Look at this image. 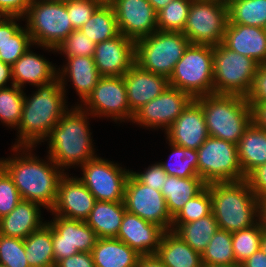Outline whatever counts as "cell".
Returning a JSON list of instances; mask_svg holds the SVG:
<instances>
[{"label": "cell", "mask_w": 266, "mask_h": 267, "mask_svg": "<svg viewBox=\"0 0 266 267\" xmlns=\"http://www.w3.org/2000/svg\"><path fill=\"white\" fill-rule=\"evenodd\" d=\"M12 147L14 157L0 158V166L13 179L22 200L36 202L47 211L51 210L57 199L59 181L67 172L58 167L48 155L46 162L32 154L35 147Z\"/></svg>", "instance_id": "6da1fadb"}, {"label": "cell", "mask_w": 266, "mask_h": 267, "mask_svg": "<svg viewBox=\"0 0 266 267\" xmlns=\"http://www.w3.org/2000/svg\"><path fill=\"white\" fill-rule=\"evenodd\" d=\"M37 88L32 96L27 97L24 93L20 124L17 127L19 135L13 146L36 147L39 142H44L51 129L69 109L65 99L66 90L62 88L58 78Z\"/></svg>", "instance_id": "7a4b0ae2"}, {"label": "cell", "mask_w": 266, "mask_h": 267, "mask_svg": "<svg viewBox=\"0 0 266 267\" xmlns=\"http://www.w3.org/2000/svg\"><path fill=\"white\" fill-rule=\"evenodd\" d=\"M88 116L89 113L80 105L71 106L45 139L49 140L48 156L63 171L71 166L80 167L97 156Z\"/></svg>", "instance_id": "3957f363"}, {"label": "cell", "mask_w": 266, "mask_h": 267, "mask_svg": "<svg viewBox=\"0 0 266 267\" xmlns=\"http://www.w3.org/2000/svg\"><path fill=\"white\" fill-rule=\"evenodd\" d=\"M206 187L209 189L212 213L219 229L235 232L258 222L259 200L246 180L214 182Z\"/></svg>", "instance_id": "277c9868"}, {"label": "cell", "mask_w": 266, "mask_h": 267, "mask_svg": "<svg viewBox=\"0 0 266 267\" xmlns=\"http://www.w3.org/2000/svg\"><path fill=\"white\" fill-rule=\"evenodd\" d=\"M195 100L202 107L208 135L237 145L252 122V108L244 96L209 94Z\"/></svg>", "instance_id": "5b68a950"}, {"label": "cell", "mask_w": 266, "mask_h": 267, "mask_svg": "<svg viewBox=\"0 0 266 267\" xmlns=\"http://www.w3.org/2000/svg\"><path fill=\"white\" fill-rule=\"evenodd\" d=\"M190 44L182 32L157 30L135 41V63L169 79Z\"/></svg>", "instance_id": "8992f818"}, {"label": "cell", "mask_w": 266, "mask_h": 267, "mask_svg": "<svg viewBox=\"0 0 266 267\" xmlns=\"http://www.w3.org/2000/svg\"><path fill=\"white\" fill-rule=\"evenodd\" d=\"M23 18L33 44L45 50L55 52L74 31L64 2L32 0Z\"/></svg>", "instance_id": "52a82bcc"}, {"label": "cell", "mask_w": 266, "mask_h": 267, "mask_svg": "<svg viewBox=\"0 0 266 267\" xmlns=\"http://www.w3.org/2000/svg\"><path fill=\"white\" fill-rule=\"evenodd\" d=\"M213 47L190 44L169 77V86L190 94L194 99L214 94Z\"/></svg>", "instance_id": "ba28073f"}, {"label": "cell", "mask_w": 266, "mask_h": 267, "mask_svg": "<svg viewBox=\"0 0 266 267\" xmlns=\"http://www.w3.org/2000/svg\"><path fill=\"white\" fill-rule=\"evenodd\" d=\"M214 94L246 96L259 64L228 49L223 43L213 47Z\"/></svg>", "instance_id": "9c48e42d"}, {"label": "cell", "mask_w": 266, "mask_h": 267, "mask_svg": "<svg viewBox=\"0 0 266 267\" xmlns=\"http://www.w3.org/2000/svg\"><path fill=\"white\" fill-rule=\"evenodd\" d=\"M228 4L223 0H193L182 32L194 45L216 46L223 42Z\"/></svg>", "instance_id": "30bf717a"}, {"label": "cell", "mask_w": 266, "mask_h": 267, "mask_svg": "<svg viewBox=\"0 0 266 267\" xmlns=\"http://www.w3.org/2000/svg\"><path fill=\"white\" fill-rule=\"evenodd\" d=\"M197 153L198 175L206 184L245 180L235 143L209 136Z\"/></svg>", "instance_id": "8fae6325"}, {"label": "cell", "mask_w": 266, "mask_h": 267, "mask_svg": "<svg viewBox=\"0 0 266 267\" xmlns=\"http://www.w3.org/2000/svg\"><path fill=\"white\" fill-rule=\"evenodd\" d=\"M81 167L80 181L98 201L124 202L125 185L131 171L99 156Z\"/></svg>", "instance_id": "7c38bea8"}, {"label": "cell", "mask_w": 266, "mask_h": 267, "mask_svg": "<svg viewBox=\"0 0 266 267\" xmlns=\"http://www.w3.org/2000/svg\"><path fill=\"white\" fill-rule=\"evenodd\" d=\"M76 105L93 117H111L114 122L132 121L134 116L129 108L123 76H102L86 100Z\"/></svg>", "instance_id": "4fadbf2b"}, {"label": "cell", "mask_w": 266, "mask_h": 267, "mask_svg": "<svg viewBox=\"0 0 266 267\" xmlns=\"http://www.w3.org/2000/svg\"><path fill=\"white\" fill-rule=\"evenodd\" d=\"M124 204L127 212L157 224L165 231L171 230L173 218L161 191L140 183L131 173L125 185Z\"/></svg>", "instance_id": "5bb4252c"}, {"label": "cell", "mask_w": 266, "mask_h": 267, "mask_svg": "<svg viewBox=\"0 0 266 267\" xmlns=\"http://www.w3.org/2000/svg\"><path fill=\"white\" fill-rule=\"evenodd\" d=\"M194 98L177 88L168 86L159 96L139 108L132 122L152 129L167 130Z\"/></svg>", "instance_id": "9a60e30c"}, {"label": "cell", "mask_w": 266, "mask_h": 267, "mask_svg": "<svg viewBox=\"0 0 266 267\" xmlns=\"http://www.w3.org/2000/svg\"><path fill=\"white\" fill-rule=\"evenodd\" d=\"M48 223L52 226V243L55 265L79 252H91L98 239L94 230L83 220L54 216Z\"/></svg>", "instance_id": "2e32d148"}, {"label": "cell", "mask_w": 266, "mask_h": 267, "mask_svg": "<svg viewBox=\"0 0 266 267\" xmlns=\"http://www.w3.org/2000/svg\"><path fill=\"white\" fill-rule=\"evenodd\" d=\"M111 5L125 37L137 41L158 30L157 12L147 0H115Z\"/></svg>", "instance_id": "e0dca14e"}, {"label": "cell", "mask_w": 266, "mask_h": 267, "mask_svg": "<svg viewBox=\"0 0 266 267\" xmlns=\"http://www.w3.org/2000/svg\"><path fill=\"white\" fill-rule=\"evenodd\" d=\"M95 202L93 194L78 177L65 173L59 181L57 199L50 212L53 216L85 221Z\"/></svg>", "instance_id": "ac0fdd59"}, {"label": "cell", "mask_w": 266, "mask_h": 267, "mask_svg": "<svg viewBox=\"0 0 266 267\" xmlns=\"http://www.w3.org/2000/svg\"><path fill=\"white\" fill-rule=\"evenodd\" d=\"M93 59L101 76H123L135 63V41L120 33L97 43Z\"/></svg>", "instance_id": "d6986e66"}, {"label": "cell", "mask_w": 266, "mask_h": 267, "mask_svg": "<svg viewBox=\"0 0 266 267\" xmlns=\"http://www.w3.org/2000/svg\"><path fill=\"white\" fill-rule=\"evenodd\" d=\"M164 132L169 142L197 150L209 137L201 105L194 99Z\"/></svg>", "instance_id": "ffe728a7"}, {"label": "cell", "mask_w": 266, "mask_h": 267, "mask_svg": "<svg viewBox=\"0 0 266 267\" xmlns=\"http://www.w3.org/2000/svg\"><path fill=\"white\" fill-rule=\"evenodd\" d=\"M165 230L157 224L125 212L117 239L140 255L156 254Z\"/></svg>", "instance_id": "44dd1931"}, {"label": "cell", "mask_w": 266, "mask_h": 267, "mask_svg": "<svg viewBox=\"0 0 266 267\" xmlns=\"http://www.w3.org/2000/svg\"><path fill=\"white\" fill-rule=\"evenodd\" d=\"M130 110L135 113L169 86L167 77L149 72L134 63L123 75Z\"/></svg>", "instance_id": "7402d4cb"}, {"label": "cell", "mask_w": 266, "mask_h": 267, "mask_svg": "<svg viewBox=\"0 0 266 267\" xmlns=\"http://www.w3.org/2000/svg\"><path fill=\"white\" fill-rule=\"evenodd\" d=\"M222 43L228 49L255 60L259 65L266 62L265 28L228 22Z\"/></svg>", "instance_id": "603a6c76"}, {"label": "cell", "mask_w": 266, "mask_h": 267, "mask_svg": "<svg viewBox=\"0 0 266 267\" xmlns=\"http://www.w3.org/2000/svg\"><path fill=\"white\" fill-rule=\"evenodd\" d=\"M65 59H67V64L63 65L61 70L58 68L57 77L64 90L67 84L66 77L68 80L70 78L69 81H72L81 104L92 93L102 76L96 68L93 56H75L66 57Z\"/></svg>", "instance_id": "cb8c5ba5"}, {"label": "cell", "mask_w": 266, "mask_h": 267, "mask_svg": "<svg viewBox=\"0 0 266 267\" xmlns=\"http://www.w3.org/2000/svg\"><path fill=\"white\" fill-rule=\"evenodd\" d=\"M13 85L23 89L24 84L40 86L53 82L57 70L43 55L33 53L30 48L11 66Z\"/></svg>", "instance_id": "d4e9b609"}, {"label": "cell", "mask_w": 266, "mask_h": 267, "mask_svg": "<svg viewBox=\"0 0 266 267\" xmlns=\"http://www.w3.org/2000/svg\"><path fill=\"white\" fill-rule=\"evenodd\" d=\"M41 204L21 200L6 216L0 219V234L25 239L32 232L42 227L45 222L41 218Z\"/></svg>", "instance_id": "484cf974"}, {"label": "cell", "mask_w": 266, "mask_h": 267, "mask_svg": "<svg viewBox=\"0 0 266 267\" xmlns=\"http://www.w3.org/2000/svg\"><path fill=\"white\" fill-rule=\"evenodd\" d=\"M91 254L95 267H137L141 256L117 238H98Z\"/></svg>", "instance_id": "4316f807"}, {"label": "cell", "mask_w": 266, "mask_h": 267, "mask_svg": "<svg viewBox=\"0 0 266 267\" xmlns=\"http://www.w3.org/2000/svg\"><path fill=\"white\" fill-rule=\"evenodd\" d=\"M156 255L166 267H203L201 254L174 231H165Z\"/></svg>", "instance_id": "83f0119b"}, {"label": "cell", "mask_w": 266, "mask_h": 267, "mask_svg": "<svg viewBox=\"0 0 266 267\" xmlns=\"http://www.w3.org/2000/svg\"><path fill=\"white\" fill-rule=\"evenodd\" d=\"M125 212L124 202L96 200L85 223L94 230L98 238H116Z\"/></svg>", "instance_id": "f1b7e54d"}, {"label": "cell", "mask_w": 266, "mask_h": 267, "mask_svg": "<svg viewBox=\"0 0 266 267\" xmlns=\"http://www.w3.org/2000/svg\"><path fill=\"white\" fill-rule=\"evenodd\" d=\"M238 146V159L246 176L259 165L266 163V130L253 121L246 128Z\"/></svg>", "instance_id": "f546056e"}, {"label": "cell", "mask_w": 266, "mask_h": 267, "mask_svg": "<svg viewBox=\"0 0 266 267\" xmlns=\"http://www.w3.org/2000/svg\"><path fill=\"white\" fill-rule=\"evenodd\" d=\"M206 183L199 177H167L161 193L166 199L167 209L174 218L183 206L206 188Z\"/></svg>", "instance_id": "4dcf8cb0"}, {"label": "cell", "mask_w": 266, "mask_h": 267, "mask_svg": "<svg viewBox=\"0 0 266 267\" xmlns=\"http://www.w3.org/2000/svg\"><path fill=\"white\" fill-rule=\"evenodd\" d=\"M24 247L30 267H55L52 226L48 222L24 239Z\"/></svg>", "instance_id": "1f68e13d"}, {"label": "cell", "mask_w": 266, "mask_h": 267, "mask_svg": "<svg viewBox=\"0 0 266 267\" xmlns=\"http://www.w3.org/2000/svg\"><path fill=\"white\" fill-rule=\"evenodd\" d=\"M79 30L96 44L118 36L120 32L112 5L101 4Z\"/></svg>", "instance_id": "d6a6232c"}, {"label": "cell", "mask_w": 266, "mask_h": 267, "mask_svg": "<svg viewBox=\"0 0 266 267\" xmlns=\"http://www.w3.org/2000/svg\"><path fill=\"white\" fill-rule=\"evenodd\" d=\"M218 229V223L211 213L194 222L181 224L174 232L195 251L202 254Z\"/></svg>", "instance_id": "836d02e7"}, {"label": "cell", "mask_w": 266, "mask_h": 267, "mask_svg": "<svg viewBox=\"0 0 266 267\" xmlns=\"http://www.w3.org/2000/svg\"><path fill=\"white\" fill-rule=\"evenodd\" d=\"M227 4L230 24L266 27V0H230Z\"/></svg>", "instance_id": "e575fe53"}, {"label": "cell", "mask_w": 266, "mask_h": 267, "mask_svg": "<svg viewBox=\"0 0 266 267\" xmlns=\"http://www.w3.org/2000/svg\"><path fill=\"white\" fill-rule=\"evenodd\" d=\"M171 147V158L168 162H158L163 170L169 176L181 178L194 177L198 175V153L195 149L183 148L171 142L168 143ZM174 162H173V161ZM175 163V164H174Z\"/></svg>", "instance_id": "d590c367"}, {"label": "cell", "mask_w": 266, "mask_h": 267, "mask_svg": "<svg viewBox=\"0 0 266 267\" xmlns=\"http://www.w3.org/2000/svg\"><path fill=\"white\" fill-rule=\"evenodd\" d=\"M203 266L235 264L232 232L218 229L201 254Z\"/></svg>", "instance_id": "8d00e7d4"}, {"label": "cell", "mask_w": 266, "mask_h": 267, "mask_svg": "<svg viewBox=\"0 0 266 267\" xmlns=\"http://www.w3.org/2000/svg\"><path fill=\"white\" fill-rule=\"evenodd\" d=\"M24 90L16 85L0 88V121L9 128L17 129L20 124Z\"/></svg>", "instance_id": "74e56055"}, {"label": "cell", "mask_w": 266, "mask_h": 267, "mask_svg": "<svg viewBox=\"0 0 266 267\" xmlns=\"http://www.w3.org/2000/svg\"><path fill=\"white\" fill-rule=\"evenodd\" d=\"M193 0H172L157 12L160 31L183 32Z\"/></svg>", "instance_id": "f35d334b"}, {"label": "cell", "mask_w": 266, "mask_h": 267, "mask_svg": "<svg viewBox=\"0 0 266 267\" xmlns=\"http://www.w3.org/2000/svg\"><path fill=\"white\" fill-rule=\"evenodd\" d=\"M263 229L259 222L255 225L232 232V246L237 264H241L260 249Z\"/></svg>", "instance_id": "ab89813d"}, {"label": "cell", "mask_w": 266, "mask_h": 267, "mask_svg": "<svg viewBox=\"0 0 266 267\" xmlns=\"http://www.w3.org/2000/svg\"><path fill=\"white\" fill-rule=\"evenodd\" d=\"M212 213V200L206 187L196 197L189 200L173 218L171 230L175 231L181 224L194 222Z\"/></svg>", "instance_id": "60d3db41"}, {"label": "cell", "mask_w": 266, "mask_h": 267, "mask_svg": "<svg viewBox=\"0 0 266 267\" xmlns=\"http://www.w3.org/2000/svg\"><path fill=\"white\" fill-rule=\"evenodd\" d=\"M0 264L8 267H30L26 259L24 239L0 234Z\"/></svg>", "instance_id": "b9f144b4"}, {"label": "cell", "mask_w": 266, "mask_h": 267, "mask_svg": "<svg viewBox=\"0 0 266 267\" xmlns=\"http://www.w3.org/2000/svg\"><path fill=\"white\" fill-rule=\"evenodd\" d=\"M96 43L93 42L81 30L72 31L67 38L55 49L65 57L93 56Z\"/></svg>", "instance_id": "7bdbcfd3"}, {"label": "cell", "mask_w": 266, "mask_h": 267, "mask_svg": "<svg viewBox=\"0 0 266 267\" xmlns=\"http://www.w3.org/2000/svg\"><path fill=\"white\" fill-rule=\"evenodd\" d=\"M31 45L34 46L28 30L22 27L0 48V60L12 66Z\"/></svg>", "instance_id": "ee69618b"}, {"label": "cell", "mask_w": 266, "mask_h": 267, "mask_svg": "<svg viewBox=\"0 0 266 267\" xmlns=\"http://www.w3.org/2000/svg\"><path fill=\"white\" fill-rule=\"evenodd\" d=\"M74 30H79L102 4L99 0H68L64 2Z\"/></svg>", "instance_id": "f6af8a7d"}, {"label": "cell", "mask_w": 266, "mask_h": 267, "mask_svg": "<svg viewBox=\"0 0 266 267\" xmlns=\"http://www.w3.org/2000/svg\"><path fill=\"white\" fill-rule=\"evenodd\" d=\"M21 200L13 179L0 166V219L8 215Z\"/></svg>", "instance_id": "bcb514c9"}, {"label": "cell", "mask_w": 266, "mask_h": 267, "mask_svg": "<svg viewBox=\"0 0 266 267\" xmlns=\"http://www.w3.org/2000/svg\"><path fill=\"white\" fill-rule=\"evenodd\" d=\"M249 106L253 108L255 105L266 103V64H260L252 79L248 93L244 97Z\"/></svg>", "instance_id": "7dc6e473"}, {"label": "cell", "mask_w": 266, "mask_h": 267, "mask_svg": "<svg viewBox=\"0 0 266 267\" xmlns=\"http://www.w3.org/2000/svg\"><path fill=\"white\" fill-rule=\"evenodd\" d=\"M140 183L161 191L167 180L168 174L163 170L160 164H152L144 172H130Z\"/></svg>", "instance_id": "c3c4849f"}, {"label": "cell", "mask_w": 266, "mask_h": 267, "mask_svg": "<svg viewBox=\"0 0 266 267\" xmlns=\"http://www.w3.org/2000/svg\"><path fill=\"white\" fill-rule=\"evenodd\" d=\"M245 180L259 201L266 200V163L253 169Z\"/></svg>", "instance_id": "681fc988"}, {"label": "cell", "mask_w": 266, "mask_h": 267, "mask_svg": "<svg viewBox=\"0 0 266 267\" xmlns=\"http://www.w3.org/2000/svg\"><path fill=\"white\" fill-rule=\"evenodd\" d=\"M32 0H0V16L24 17Z\"/></svg>", "instance_id": "f907efd6"}, {"label": "cell", "mask_w": 266, "mask_h": 267, "mask_svg": "<svg viewBox=\"0 0 266 267\" xmlns=\"http://www.w3.org/2000/svg\"><path fill=\"white\" fill-rule=\"evenodd\" d=\"M24 20L19 16H0V48L22 27L17 21Z\"/></svg>", "instance_id": "816d5d0a"}, {"label": "cell", "mask_w": 266, "mask_h": 267, "mask_svg": "<svg viewBox=\"0 0 266 267\" xmlns=\"http://www.w3.org/2000/svg\"><path fill=\"white\" fill-rule=\"evenodd\" d=\"M55 267H95L91 252H79L60 260Z\"/></svg>", "instance_id": "f5cc1de1"}, {"label": "cell", "mask_w": 266, "mask_h": 267, "mask_svg": "<svg viewBox=\"0 0 266 267\" xmlns=\"http://www.w3.org/2000/svg\"><path fill=\"white\" fill-rule=\"evenodd\" d=\"M252 121L258 127L266 130V103L255 105L252 108Z\"/></svg>", "instance_id": "db71d44e"}, {"label": "cell", "mask_w": 266, "mask_h": 267, "mask_svg": "<svg viewBox=\"0 0 266 267\" xmlns=\"http://www.w3.org/2000/svg\"><path fill=\"white\" fill-rule=\"evenodd\" d=\"M240 267H266V255L258 249L249 258L240 264Z\"/></svg>", "instance_id": "11a10c76"}, {"label": "cell", "mask_w": 266, "mask_h": 267, "mask_svg": "<svg viewBox=\"0 0 266 267\" xmlns=\"http://www.w3.org/2000/svg\"><path fill=\"white\" fill-rule=\"evenodd\" d=\"M137 267H166L156 254L141 255Z\"/></svg>", "instance_id": "9f6ffc18"}, {"label": "cell", "mask_w": 266, "mask_h": 267, "mask_svg": "<svg viewBox=\"0 0 266 267\" xmlns=\"http://www.w3.org/2000/svg\"><path fill=\"white\" fill-rule=\"evenodd\" d=\"M9 81H11V85H13L11 65L0 60V88L7 87L6 85Z\"/></svg>", "instance_id": "6f0895ef"}, {"label": "cell", "mask_w": 266, "mask_h": 267, "mask_svg": "<svg viewBox=\"0 0 266 267\" xmlns=\"http://www.w3.org/2000/svg\"><path fill=\"white\" fill-rule=\"evenodd\" d=\"M258 222L260 223L263 232H266V200L259 201Z\"/></svg>", "instance_id": "680465c9"}, {"label": "cell", "mask_w": 266, "mask_h": 267, "mask_svg": "<svg viewBox=\"0 0 266 267\" xmlns=\"http://www.w3.org/2000/svg\"><path fill=\"white\" fill-rule=\"evenodd\" d=\"M156 12L166 7L172 0H147Z\"/></svg>", "instance_id": "91938a15"}, {"label": "cell", "mask_w": 266, "mask_h": 267, "mask_svg": "<svg viewBox=\"0 0 266 267\" xmlns=\"http://www.w3.org/2000/svg\"><path fill=\"white\" fill-rule=\"evenodd\" d=\"M260 249L266 255V232H263L261 242H260Z\"/></svg>", "instance_id": "94428289"}, {"label": "cell", "mask_w": 266, "mask_h": 267, "mask_svg": "<svg viewBox=\"0 0 266 267\" xmlns=\"http://www.w3.org/2000/svg\"><path fill=\"white\" fill-rule=\"evenodd\" d=\"M203 267H240V264H223V265H208Z\"/></svg>", "instance_id": "6125c7cd"}, {"label": "cell", "mask_w": 266, "mask_h": 267, "mask_svg": "<svg viewBox=\"0 0 266 267\" xmlns=\"http://www.w3.org/2000/svg\"><path fill=\"white\" fill-rule=\"evenodd\" d=\"M102 4H112L115 0H99Z\"/></svg>", "instance_id": "be15d7a7"}, {"label": "cell", "mask_w": 266, "mask_h": 267, "mask_svg": "<svg viewBox=\"0 0 266 267\" xmlns=\"http://www.w3.org/2000/svg\"><path fill=\"white\" fill-rule=\"evenodd\" d=\"M45 1L65 2V1H68V0H45Z\"/></svg>", "instance_id": "e7e4bbea"}, {"label": "cell", "mask_w": 266, "mask_h": 267, "mask_svg": "<svg viewBox=\"0 0 266 267\" xmlns=\"http://www.w3.org/2000/svg\"><path fill=\"white\" fill-rule=\"evenodd\" d=\"M0 267H8V266H6V265H3V264H0Z\"/></svg>", "instance_id": "03108f58"}]
</instances>
